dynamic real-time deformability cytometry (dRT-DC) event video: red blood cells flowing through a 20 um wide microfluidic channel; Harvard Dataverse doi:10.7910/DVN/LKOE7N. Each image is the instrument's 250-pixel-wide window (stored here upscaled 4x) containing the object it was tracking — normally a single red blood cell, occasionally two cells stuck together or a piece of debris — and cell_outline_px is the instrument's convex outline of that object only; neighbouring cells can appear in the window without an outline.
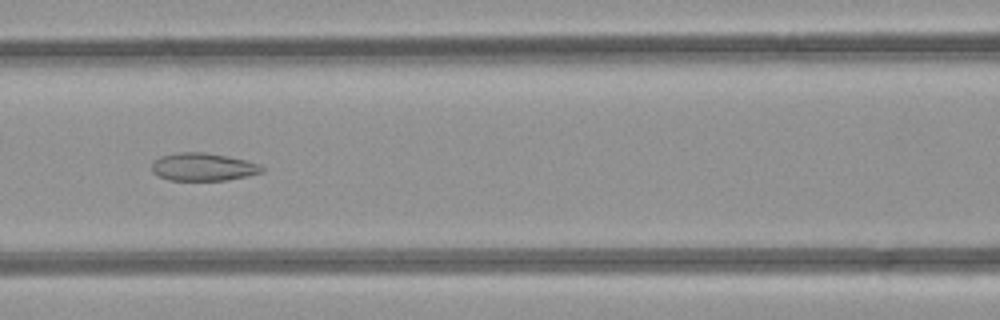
{"species": "common noctule bat (a hibernating species)", "species_latin": "Nyctalus noctula", "temperature_condition": "room temperature", "stored_images_in_passage": 48, "camera_frame_rate_fps": 3000, "um_per_image_px": 0.085, "animal": {"sex": "female", "body_mass_g": 21.9}, "frame": {"image": 1, "passage_image": 21, "time_ms": 6.667, "image_size_px": [1000, 320], "cell_outline_px": [[264, 172], [248, 176], [224, 180], [168, 180], [152, 172], [152, 160], [160, 156], [180, 152], [204, 152], [244, 160], [260, 164], [264, 168]], "centroid_in_image_um": [17.25, 14.19], "position_along_channel_um": 149.4, "area_um2": 17.8}}
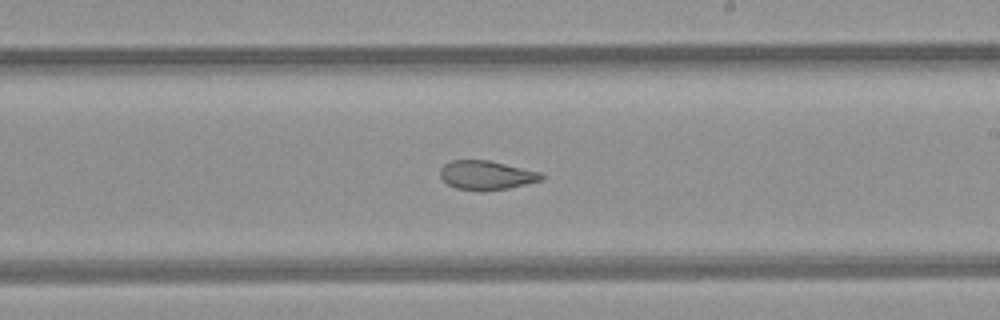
{"frame": {"image": 2, "passage_image": 28, "time_ms": 9.0, "image_size_px": [1000, 320], "cell_outline_px": [[544, 180], [508, 188], [456, 188], [448, 184], [440, 176], [440, 168], [444, 164], [452, 160], [488, 160], [540, 172], [544, 176]], "centroid_in_image_um": [41.36, 14.85], "position_along_channel_um": 247.6, "area_um2": 16.47}}
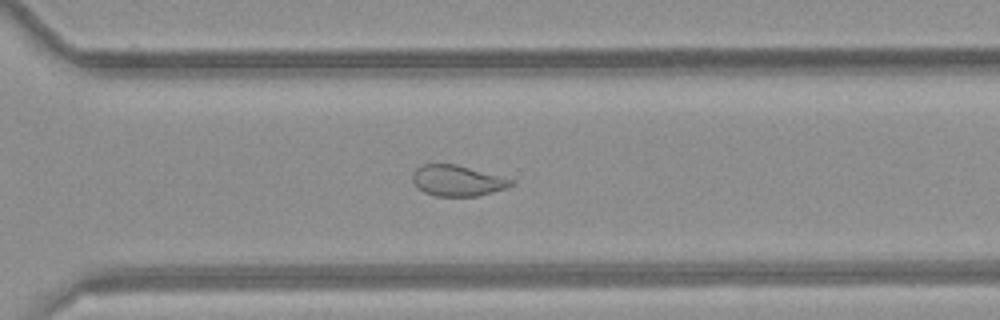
{"frame": {"image": 3, "passage_image": 34, "time_ms": 11.0, "image_size_px": [1000, 320], "cell_outline_px": [[516, 184], [508, 188], [476, 196], [436, 196], [424, 192], [412, 180], [412, 172], [416, 168], [424, 164], [456, 164], [516, 180]], "centroid_in_image_um": [38.92, 15.35], "position_along_channel_um": 331.7, "area_um2": 17.74}, "authors_computed_cell_mechanics": {"area_um2": 21.6172, "velocity_mm_per_s": 4.2205, "shape_relaxation_time_tau1_ms": null, "shape_relaxation_time_tau2_ms": 2.0584, "deformation_change_tau1": null, "deformation_change_tau2": 0.0833}}